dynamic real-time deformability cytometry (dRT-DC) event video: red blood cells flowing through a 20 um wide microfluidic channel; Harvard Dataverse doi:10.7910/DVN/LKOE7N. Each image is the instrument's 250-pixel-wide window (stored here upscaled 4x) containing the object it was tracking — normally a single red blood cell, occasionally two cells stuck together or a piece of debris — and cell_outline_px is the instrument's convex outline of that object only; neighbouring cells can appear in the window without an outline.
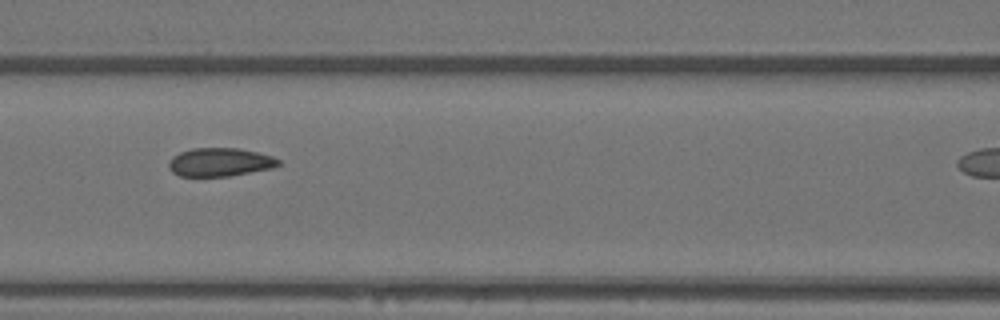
{"species": "Egyptian fruit bat (a non-hibernating species)", "species_latin": "Rousettus aegyptiacus", "temperature_condition": "warm", "stored_images_in_passage": 8, "camera_frame_rate_fps": 3000, "um_per_image_px": 0.085, "animal": {"sex": "female"}, "frame": {"image": 1, "passage_image": 3, "time_ms": 0.667, "image_size_px": [1000, 320], "cell_outline_px": [[280, 164], [272, 168], [228, 176], [180, 176], [172, 172], [168, 168], [168, 160], [172, 156], [180, 152], [192, 148], [236, 148], [256, 152], [272, 156], [280, 160]], "centroid_in_image_um": [18.65, 13.78], "position_along_channel_um": 148.0, "area_um2": 18.15}}
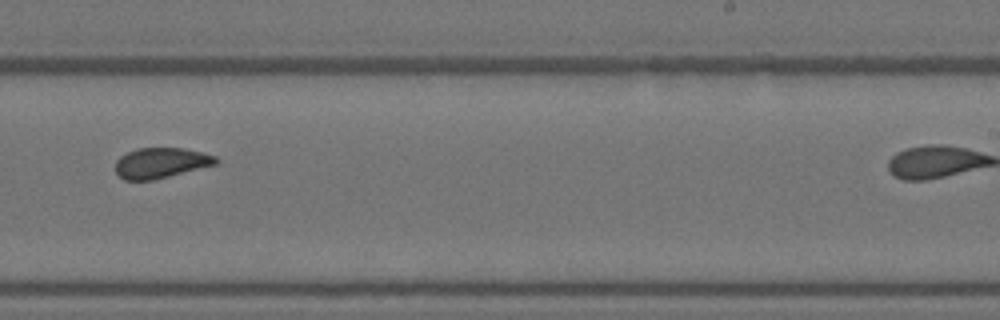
{"frame": {"image": 2, "passage_image": 6, "time_ms": 1.667, "image_size_px": [1000, 320], "cell_outline_px": [[220, 160], [216, 164], [152, 180], [124, 180], [116, 172], [116, 160], [120, 156], [136, 148], [184, 148], [216, 156]], "centroid_in_image_um": [13.66, 13.84], "position_along_channel_um": 275.3, "area_um2": 17.63}}
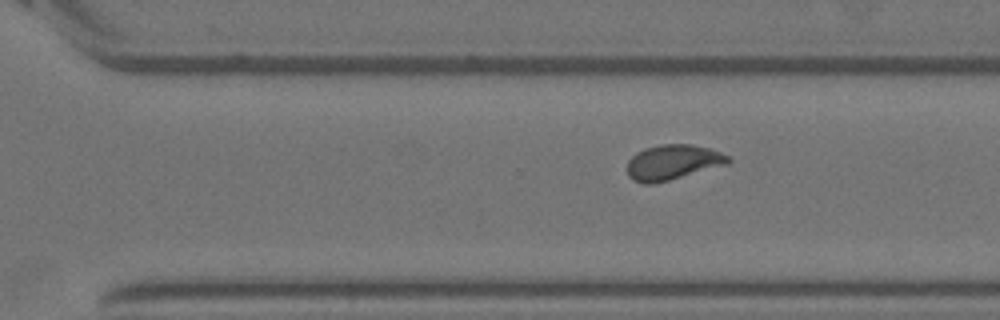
{"frame": {"image": 3, "passage_image": 8, "time_ms": 2.333, "image_size_px": [1000, 320], "cell_outline_px": [[732, 160], [728, 164], [668, 180], [652, 184], [644, 184], [632, 180], [628, 176], [628, 160], [636, 152], [644, 148], [660, 144], [692, 144], [708, 148], [720, 152], [728, 156]], "centroid_in_image_um": [57.16, 13.78], "position_along_channel_um": 313.4, "area_um2": 20.63}}